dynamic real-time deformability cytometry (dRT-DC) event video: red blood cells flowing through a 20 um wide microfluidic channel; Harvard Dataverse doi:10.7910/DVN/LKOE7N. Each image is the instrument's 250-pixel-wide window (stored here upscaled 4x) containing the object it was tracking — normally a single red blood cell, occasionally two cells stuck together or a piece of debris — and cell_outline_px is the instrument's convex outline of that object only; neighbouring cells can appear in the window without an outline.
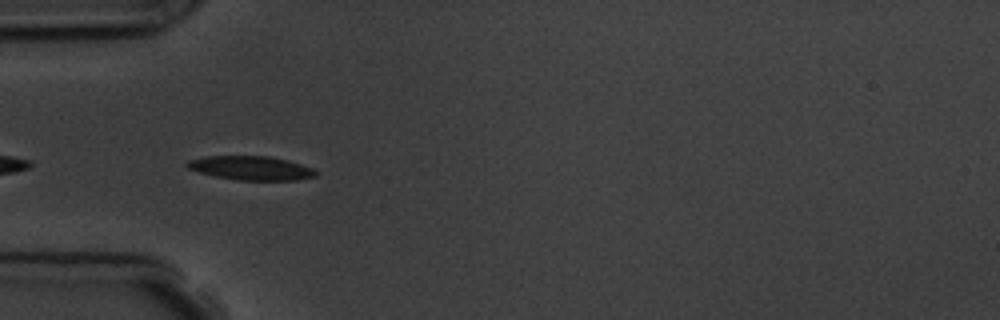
{"species": "common noctule bat (a hibernating species)", "species_latin": "Nyctalus noctula", "temperature_condition": "room temperature", "stored_images_in_passage": 7, "camera_frame_rate_fps": 3000, "um_per_image_px": 0.085, "animal": {"sex": "male", "body_mass_g": 19.5, "forearm_length_mm": 54.6}, "frame": {"image": 1, "passage_image": 6, "time_ms": 5.667, "image_size_px": [1000, 320], "cell_outline_px": [[320, 172], [316, 176], [296, 180], [236, 180], [216, 176], [200, 172], [188, 168], [184, 164], [188, 160], [208, 156], [268, 156], [288, 160], [312, 168]], "centroid_in_image_um": [21.36, 14.28], "position_along_channel_um": 63.6, "area_um2": 17.92}}